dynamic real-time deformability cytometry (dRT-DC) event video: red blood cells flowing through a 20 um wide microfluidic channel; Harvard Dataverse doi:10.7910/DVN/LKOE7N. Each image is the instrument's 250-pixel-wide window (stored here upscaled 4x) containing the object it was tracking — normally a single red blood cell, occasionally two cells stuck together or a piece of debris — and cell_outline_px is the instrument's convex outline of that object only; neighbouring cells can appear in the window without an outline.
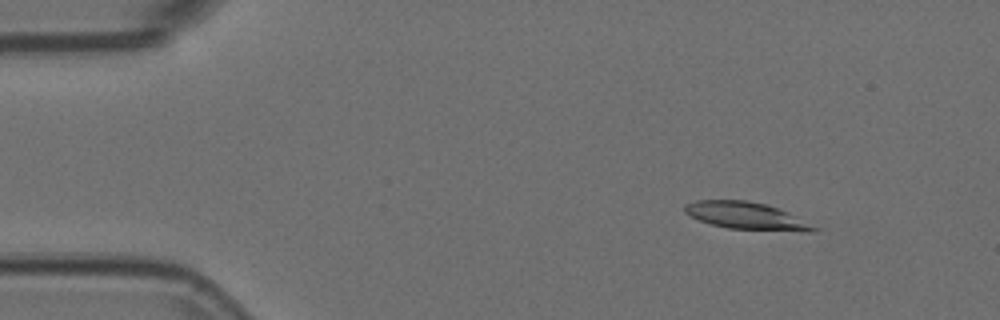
{"species": "Egyptian fruit bat (a non-hibernating species)", "species_latin": "Rousettus aegyptiacus", "temperature_condition": "room temperature", "stored_images_in_passage": 55, "camera_frame_rate_fps": 3000, "um_per_image_px": 0.085, "animal": {"sex": "female"}, "frame": {"image": 1, "passage_image": 7, "time_ms": 2.0, "image_size_px": [1000, 320], "cell_outline_px": [[820, 228], [816, 232], [800, 232], [728, 228], [712, 224], [700, 220], [684, 212], [684, 204], [696, 200], [744, 200], [764, 204], [788, 212]], "centroid_in_image_um": [63.48, 18.36], "position_along_channel_um": 21.5, "area_um2": 20.46}}
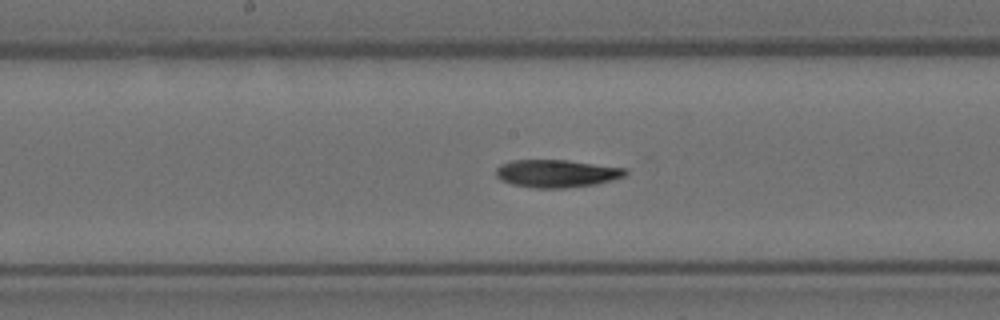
{"frame": {"image": 2, "passage_image": 28, "time_ms": 9.0, "image_size_px": [1000, 320], "cell_outline_px": [[628, 176], [596, 184], [564, 188], [532, 188], [512, 184], [500, 180], [496, 176], [496, 168], [500, 164], [512, 160], [568, 160], [628, 168]], "centroid_in_image_um": [47.34, 14.74], "position_along_channel_um": 200.9, "area_um2": 21.21}}
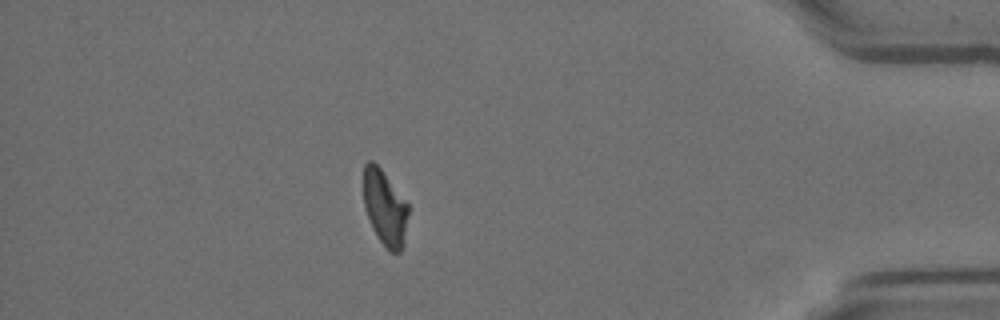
{"frame": {"image": 3, "passage_image": 48, "time_ms": 15.667, "image_size_px": [1000, 320], "cell_outline_px": [[408, 212], [400, 252], [392, 252], [380, 240], [372, 228], [364, 204], [364, 164], [368, 160], [372, 160], [380, 168], [408, 204]], "centroid_in_image_um": [32.68, 17.6], "position_along_channel_um": 402.5, "area_um2": 18.9}}